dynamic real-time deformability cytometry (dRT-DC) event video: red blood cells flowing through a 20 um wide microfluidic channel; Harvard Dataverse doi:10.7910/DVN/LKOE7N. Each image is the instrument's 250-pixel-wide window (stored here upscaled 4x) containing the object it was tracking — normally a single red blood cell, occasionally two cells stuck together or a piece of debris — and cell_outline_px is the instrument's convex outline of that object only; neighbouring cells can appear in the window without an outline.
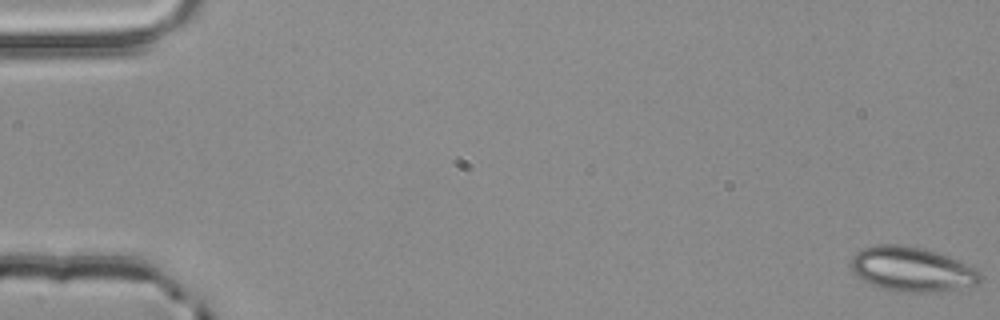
{"species": "common noctule bat (a hibernating species)", "species_latin": "Nyctalus noctula", "temperature_condition": "room temperature", "stored_images_in_passage": 55, "camera_frame_rate_fps": 3000, "um_per_image_px": 0.085, "animal": {"sex": "male", "body_mass_g": 20.4}, "frame": {"image": 1, "passage_image": 1, "time_ms": 0.0, "image_size_px": [1000, 320], "cell_outline_px": [[984, 276], [976, 284], [956, 288], [928, 292], [896, 292], [880, 288], [864, 280], [852, 268], [852, 256], [856, 252], [864, 248], [880, 244], [904, 244], [924, 248], [948, 256], [976, 268]], "centroid_in_image_um": [77.53, 22.87], "position_along_channel_um": 7.5, "area_um2": 33.29}}
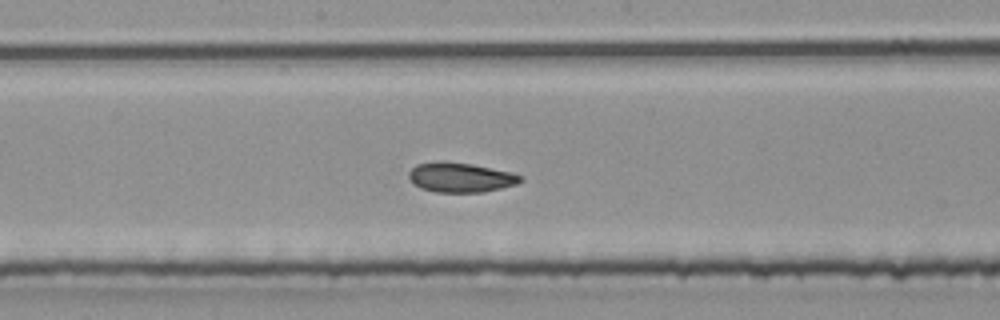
{"frame": {"image": 2, "passage_image": 30, "time_ms": 9.667, "image_size_px": [1000, 320], "cell_outline_px": [[524, 180], [516, 184], [484, 192], [436, 192], [420, 188], [408, 176], [408, 172], [416, 164], [440, 160], [472, 164], [512, 172], [524, 176]], "centroid_in_image_um": [39.17, 15.07], "position_along_channel_um": 209.0, "area_um2": 19.42}}
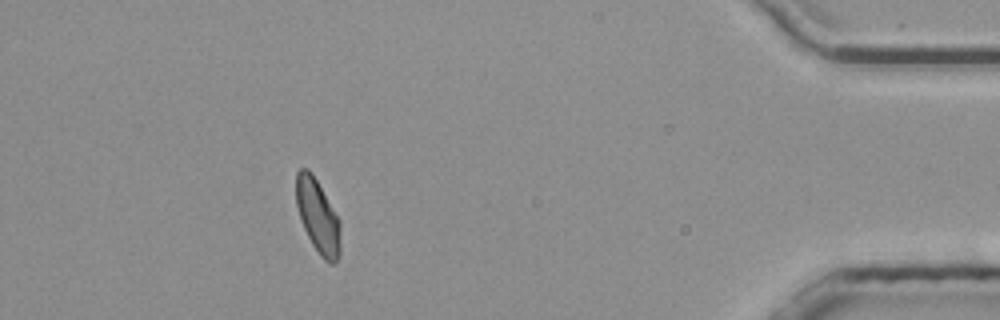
{"frame": {"image": 3, "passage_image": 50, "time_ms": 16.333, "image_size_px": [1000, 320], "cell_outline_px": [[340, 256], [332, 264], [324, 260], [320, 256], [312, 244], [300, 220], [296, 204], [296, 172], [300, 168], [308, 168], [312, 172], [340, 220]], "centroid_in_image_um": [27.01, 18.37], "position_along_channel_um": 408.2, "area_um2": 19.13}, "authors_computed_cell_mechanics": {"area_um2": 19.5364, "velocity_mm_per_s": 3.8351, "shape_relaxation_time_tau1_ms": 8.9051, "shape_relaxation_time_tau2_ms": 1.6672, "deformation_change_tau1": 0.1567, "deformation_change_tau2": 0.0399}}